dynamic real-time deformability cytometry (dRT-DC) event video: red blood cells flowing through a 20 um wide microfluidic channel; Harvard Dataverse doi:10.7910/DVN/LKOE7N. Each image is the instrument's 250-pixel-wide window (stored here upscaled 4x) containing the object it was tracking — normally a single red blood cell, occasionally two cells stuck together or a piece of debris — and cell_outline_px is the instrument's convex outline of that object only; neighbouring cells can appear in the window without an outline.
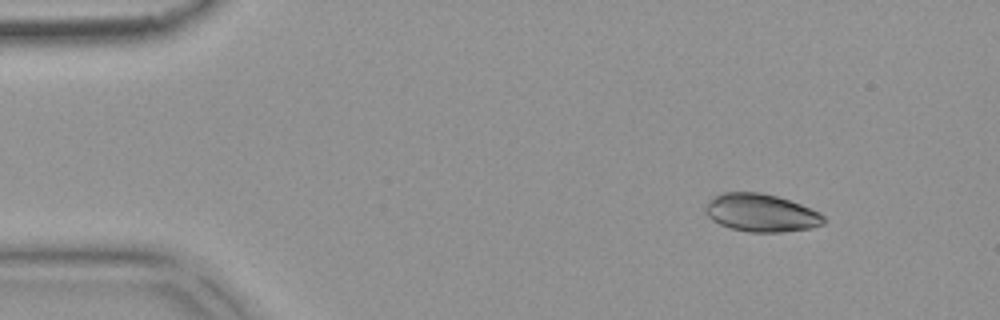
{"species": "common noctule bat (a hibernating species)", "species_latin": "Nyctalus noctula", "temperature_condition": "warm", "stored_images_in_passage": 50, "camera_frame_rate_fps": 3000, "um_per_image_px": 0.085, "animal": {"sex": "female", "body_mass_g": 18.4}, "frame": {"image": 1, "passage_image": 3, "time_ms": 0.667, "image_size_px": [1000, 320], "cell_outline_px": [[824, 224], [812, 228], [784, 232], [748, 232], [732, 228], [720, 224], [712, 220], [704, 212], [704, 204], [720, 192], [760, 192], [776, 196], [800, 204], [820, 212], [824, 216]], "centroid_in_image_um": [64.67, 18.09], "position_along_channel_um": 20.3, "area_um2": 26.24}}
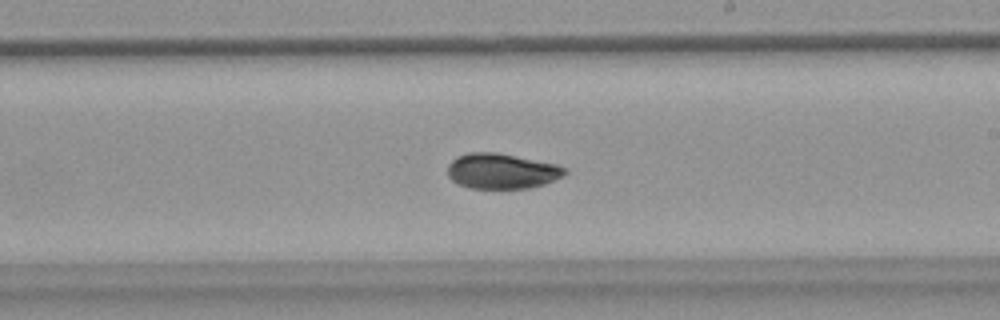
{"frame": {"image": 2, "passage_image": 28, "time_ms": 9.0, "image_size_px": [1000, 320], "cell_outline_px": [[568, 172], [564, 176], [544, 184], [528, 188], [468, 188], [452, 180], [448, 176], [448, 164], [456, 156], [468, 152], [496, 152], [556, 164], [568, 168]], "centroid_in_image_um": [42.65, 14.53], "position_along_channel_um": 246.3, "area_um2": 24.22}}
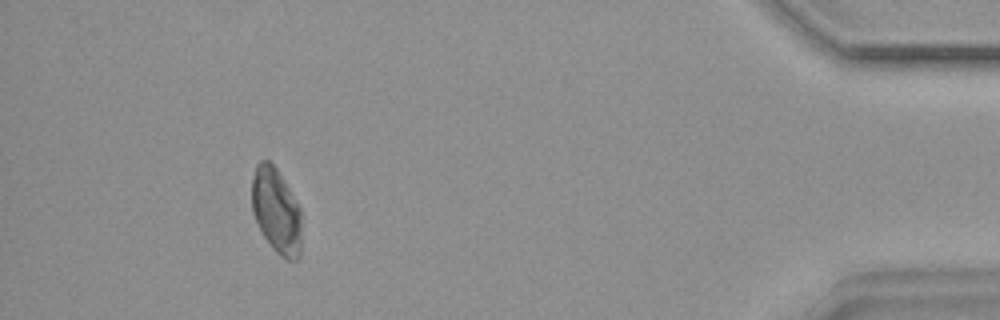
{"frame": {"image": 3, "passage_image": 46, "time_ms": 15.0, "image_size_px": [1000, 320], "cell_outline_px": [[300, 256], [296, 260], [288, 260], [280, 256], [272, 248], [264, 236], [252, 212], [252, 180], [256, 164], [260, 160], [268, 160], [276, 168], [300, 208]], "centroid_in_image_um": [23.47, 17.93], "position_along_channel_um": 411.7, "area_um2": 24.39}, "authors_computed_cell_mechanics": {"area_um2": 25.3742, "velocity_mm_per_s": 3.7518, "shape_relaxation_time_tau1_ms": 6.8372, "shape_relaxation_time_tau2_ms": 4.0811, "deformation_change_tau1": 0.2036, "deformation_change_tau2": 0.0608}}